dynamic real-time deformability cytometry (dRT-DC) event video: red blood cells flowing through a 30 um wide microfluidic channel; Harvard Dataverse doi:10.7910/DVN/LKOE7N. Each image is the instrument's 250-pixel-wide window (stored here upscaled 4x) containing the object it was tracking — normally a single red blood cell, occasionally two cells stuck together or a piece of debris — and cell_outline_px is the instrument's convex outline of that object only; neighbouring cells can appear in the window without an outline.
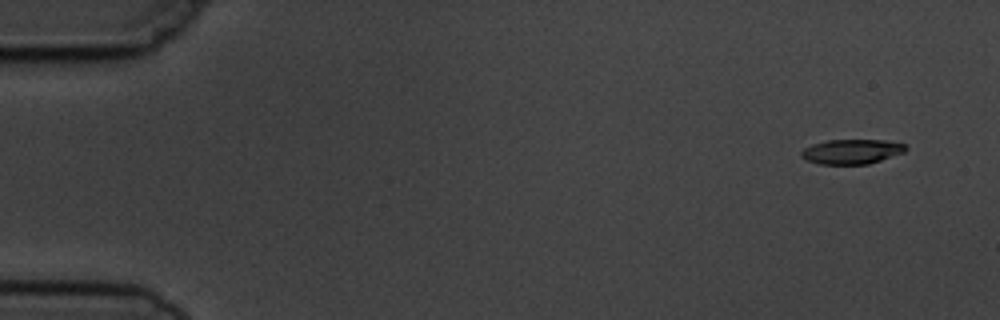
{"species": "common noctule bat (a hibernating species)", "species_latin": "Nyctalus noctula", "temperature_condition": "cold", "stored_images_in_passage": 5, "segment_of_instrument_passage": [2, 2], "camera_frame_rate_fps": 3000, "um_per_image_px": 0.085, "animal": {"sex": "male", "body_mass_g": 19.5, "forearm_length_mm": 54.6}, "frame": {"image": 1, "passage_image": 5, "time_ms": 5.667, "image_size_px": [1000, 320], "cell_outline_px": [[908, 148], [904, 152], [868, 164], [820, 164], [808, 160], [800, 156], [800, 152], [804, 148], [812, 144], [828, 140], [884, 140], [904, 144]], "centroid_in_image_um": [72.38, 12.88], "position_along_channel_um": 12.6, "area_um2": 14.91}}